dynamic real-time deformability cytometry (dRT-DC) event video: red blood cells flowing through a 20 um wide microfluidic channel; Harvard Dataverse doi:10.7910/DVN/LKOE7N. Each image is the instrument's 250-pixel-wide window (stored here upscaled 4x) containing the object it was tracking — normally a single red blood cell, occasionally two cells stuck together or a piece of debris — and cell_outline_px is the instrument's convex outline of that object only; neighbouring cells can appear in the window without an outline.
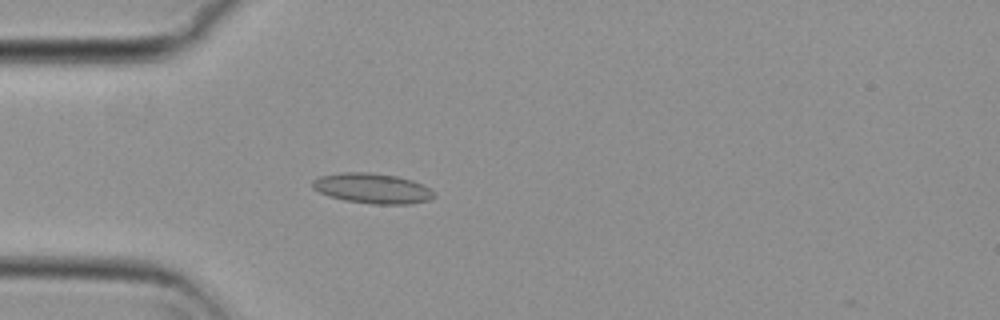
{"species": "common noctule bat (a hibernating species)", "species_latin": "Nyctalus noctula", "temperature_condition": "cold", "stored_images_in_passage": 55, "camera_frame_rate_fps": 3000, "um_per_image_px": 0.085, "animal": {"sex": "female", "body_mass_g": 29.2, "forearm_length_mm": 56.3}, "frame": {"image": 1, "passage_image": 16, "time_ms": 5.0, "image_size_px": [1000, 320], "cell_outline_px": [[436, 196], [428, 200], [412, 204], [372, 204], [344, 200], [328, 196], [312, 188], [312, 180], [320, 176], [340, 172], [368, 172], [396, 176], [412, 180], [424, 184], [436, 192]], "centroid_in_image_um": [31.67, 16.01], "position_along_channel_um": 53.3, "area_um2": 21.62}}
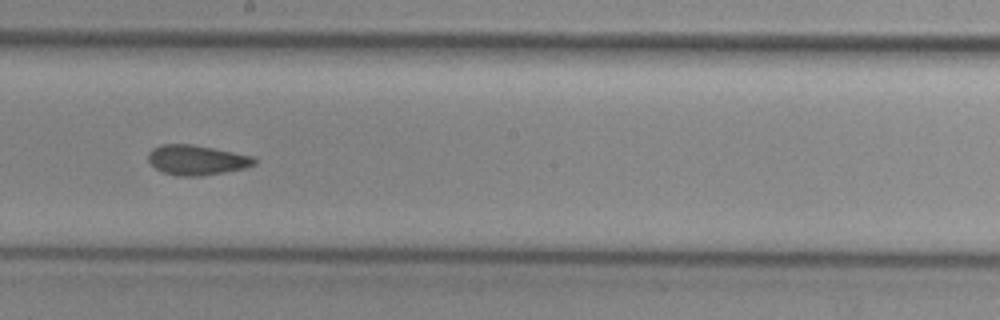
{"frame": {"image": 2, "passage_image": 31, "time_ms": 10.0, "image_size_px": [1000, 320], "cell_outline_px": [[256, 164], [244, 168], [224, 172], [200, 176], [176, 176], [164, 172], [156, 168], [148, 160], [148, 152], [152, 148], [160, 144], [192, 144], [252, 156], [256, 160]], "centroid_in_image_um": [16.69, 13.6], "position_along_channel_um": 231.5, "area_um2": 18.38}}
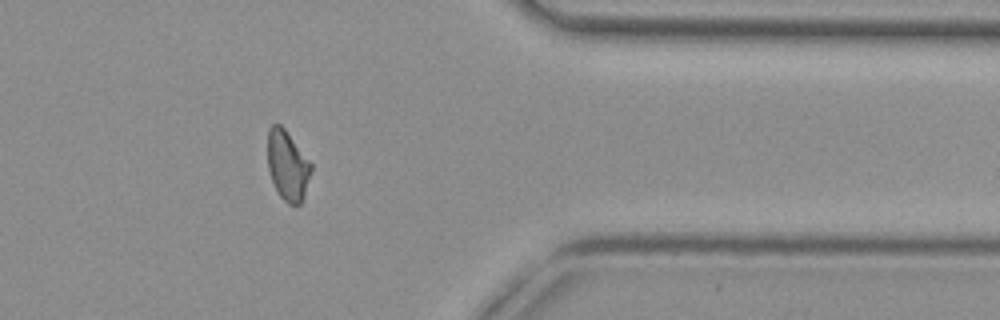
{"frame": {"image": 3, "passage_image": 45, "time_ms": 14.667, "image_size_px": [1000, 320], "cell_outline_px": [[312, 168], [304, 196], [300, 204], [288, 204], [276, 192], [268, 168], [268, 128], [272, 124], [280, 124], [284, 128], [312, 164]], "centroid_in_image_um": [24.43, 14.07], "position_along_channel_um": 387.0, "area_um2": 17.57}, "authors_computed_cell_mechanics": {"area_um2": 18.6694, "velocity_mm_per_s": 3.7164, "shape_relaxation_time_tau1_ms": 9.4853, "shape_relaxation_time_tau2_ms": 2.7272, "deformation_change_tau1": 0.1933, "deformation_change_tau2": 0.0897}}